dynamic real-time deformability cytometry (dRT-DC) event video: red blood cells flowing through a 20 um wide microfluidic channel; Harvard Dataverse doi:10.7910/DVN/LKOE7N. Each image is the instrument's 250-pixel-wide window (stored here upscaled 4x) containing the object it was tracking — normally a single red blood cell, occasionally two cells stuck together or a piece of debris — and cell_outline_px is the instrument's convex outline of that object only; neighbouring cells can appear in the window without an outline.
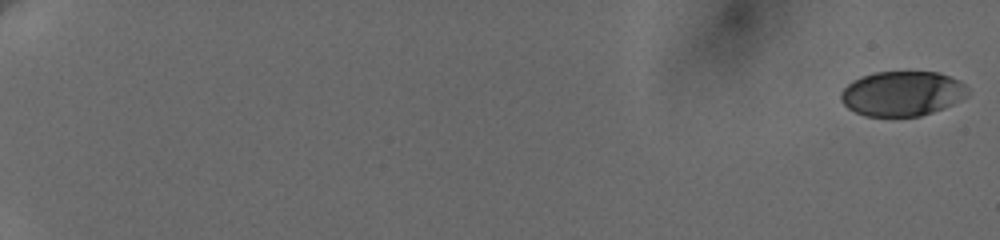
{"species": "human", "species_latin": "Homo sapiens", "temperature_condition": "cold", "stored_images_in_passage": 10, "camera_frame_rate_fps": 3000, "um_per_image_px": 0.085, "donor": {"sex": "female"}, "frame": {"image": 1, "passage_image": 1, "time_ms": 0.0, "image_size_px": [1000, 240], "cell_outline_px": [[968, 96], [944, 108], [920, 116], [864, 116], [848, 108], [840, 100], [840, 92], [852, 80], [876, 72], [940, 72], [960, 80], [968, 88]], "centroid_in_image_um": [76.7, 7.95], "position_along_channel_um": 8.3, "area_um2": 33.23}}
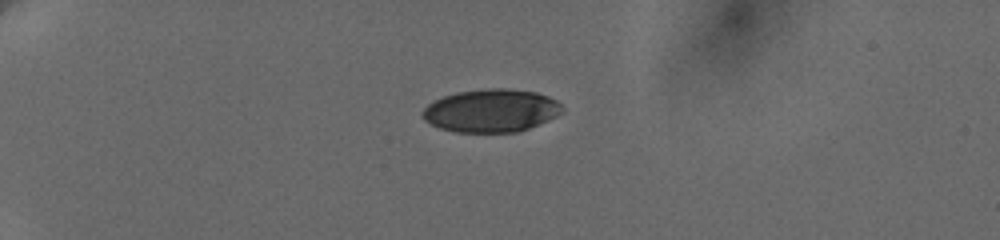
{"frame": {"image": 2, "passage_image": 7, "time_ms": 5.667, "image_size_px": [1000, 240], "cell_outline_px": [[564, 112], [548, 120], [528, 128], [516, 132], [456, 132], [440, 128], [424, 120], [420, 112], [428, 104], [444, 96], [456, 92], [488, 88], [508, 88], [536, 92], [548, 96], [556, 100], [564, 108]], "centroid_in_image_um": [41.75, 9.4], "position_along_channel_um": 43.2, "area_um2": 35.03}}
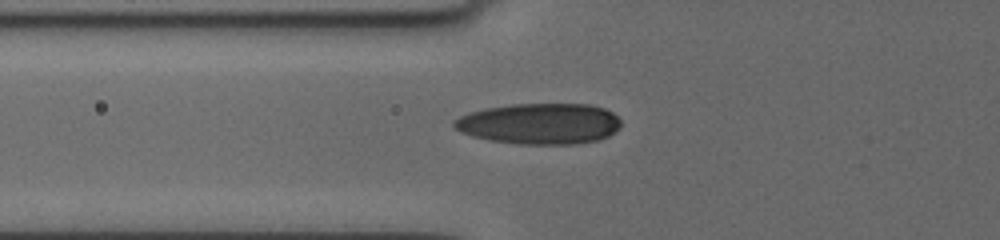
{"frame": {"image": 3, "passage_image": 10, "time_ms": 8.333, "image_size_px": [1000, 240], "cell_outline_px": [[620, 128], [608, 136], [596, 140], [576, 144], [520, 144], [488, 140], [472, 136], [460, 132], [452, 124], [452, 120], [460, 116], [484, 108], [512, 104], [588, 104], [604, 108], [612, 112], [620, 120]], "centroid_in_image_um": [45.85, 10.51], "position_along_channel_um": 79.9, "area_um2": 39.88}}